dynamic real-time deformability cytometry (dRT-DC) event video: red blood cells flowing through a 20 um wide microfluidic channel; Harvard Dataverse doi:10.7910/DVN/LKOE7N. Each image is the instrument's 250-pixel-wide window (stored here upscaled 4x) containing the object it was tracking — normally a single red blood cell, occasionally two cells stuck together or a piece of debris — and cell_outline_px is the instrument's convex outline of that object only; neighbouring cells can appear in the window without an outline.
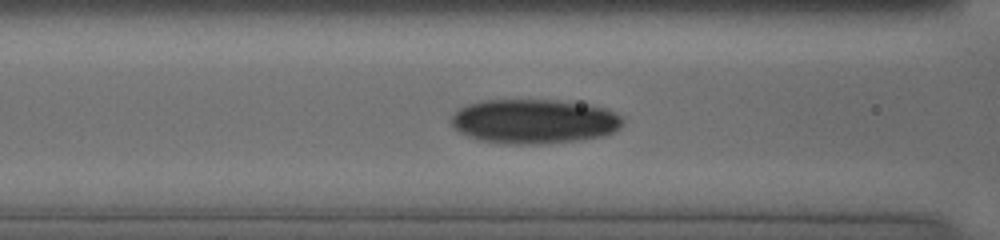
{"species": "human", "species_latin": "Homo sapiens", "temperature_condition": "cold", "stored_images_in_passage": 24, "camera_frame_rate_fps": 3000, "um_per_image_px": 0.085, "donor": {"sex": "female"}, "frame": {"image": 1, "passage_image": 15, "time_ms": 4.667, "image_size_px": [1000, 240], "cell_outline_px": [[612, 124], [604, 128], [564, 132], [500, 132], [464, 124], [460, 116], [468, 112], [480, 108], [560, 108], [584, 112], [604, 116], [612, 120]], "centroid_in_image_um": [45.41, 10.2], "position_along_channel_um": 121.2, "area_um2": 21.73}}
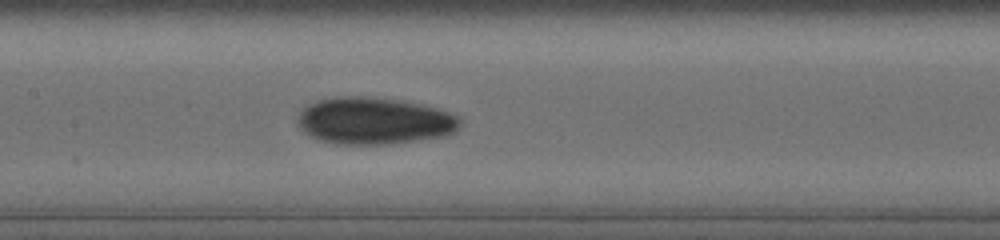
{"frame": {"image": 2, "passage_image": 19, "time_ms": 6.0, "image_size_px": [1000, 240], "cell_outline_px": [[448, 124], [444, 128], [372, 136], [332, 132], [324, 128], [312, 116], [312, 112], [320, 108], [332, 104], [368, 104], [400, 108], [436, 116], [448, 120]], "centroid_in_image_um": [31.85, 10.18], "position_along_channel_um": 175.6, "area_um2": 22.66}}
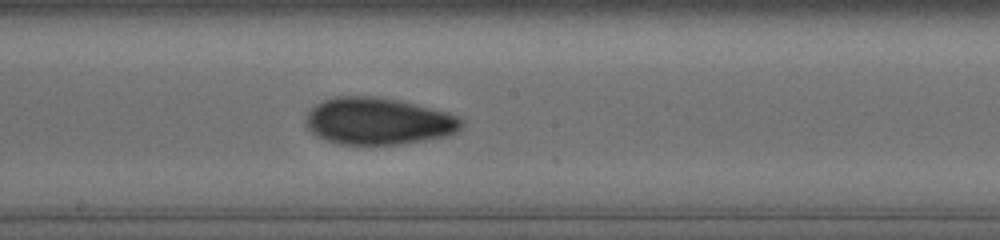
{"frame": {"image": 3, "passage_image": 22, "time_ms": 7.0, "image_size_px": [1000, 240], "cell_outline_px": [[452, 124], [448, 128], [428, 132], [404, 136], [344, 136], [328, 128], [320, 120], [320, 112], [324, 108], [332, 104], [372, 104], [452, 120]], "centroid_in_image_um": [32.17, 10.28], "position_along_channel_um": 216.0, "area_um2": 22.95}}